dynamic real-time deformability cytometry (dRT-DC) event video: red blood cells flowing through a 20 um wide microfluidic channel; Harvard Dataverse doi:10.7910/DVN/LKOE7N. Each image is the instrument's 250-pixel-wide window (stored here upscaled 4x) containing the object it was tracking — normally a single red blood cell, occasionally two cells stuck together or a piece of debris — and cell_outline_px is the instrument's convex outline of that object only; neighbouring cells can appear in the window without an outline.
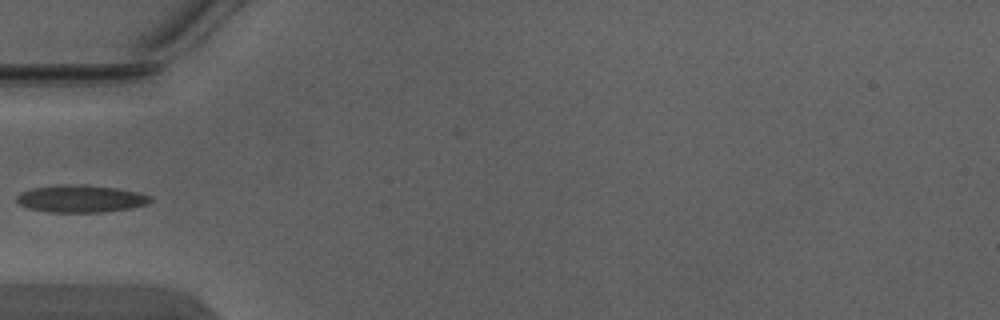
{"species": "Egyptian fruit bat (a non-hibernating species)", "species_latin": "Rousettus aegyptiacus", "temperature_condition": "warm", "stored_images_in_passage": 5, "camera_frame_rate_fps": 3000, "um_per_image_px": 0.085, "animal": {"sex": "male"}, "frame": {"image": 1, "passage_image": 5, "time_ms": 1.333, "image_size_px": [1000, 320], "cell_outline_px": [[152, 200], [148, 204], [132, 208], [104, 212], [48, 212], [28, 208], [20, 204], [16, 200], [16, 196], [20, 192], [32, 188], [60, 184], [84, 184], [116, 188], [140, 192], [152, 196]], "centroid_in_image_um": [6.89, 16.88], "position_along_channel_um": 78.1, "area_um2": 21.62}}